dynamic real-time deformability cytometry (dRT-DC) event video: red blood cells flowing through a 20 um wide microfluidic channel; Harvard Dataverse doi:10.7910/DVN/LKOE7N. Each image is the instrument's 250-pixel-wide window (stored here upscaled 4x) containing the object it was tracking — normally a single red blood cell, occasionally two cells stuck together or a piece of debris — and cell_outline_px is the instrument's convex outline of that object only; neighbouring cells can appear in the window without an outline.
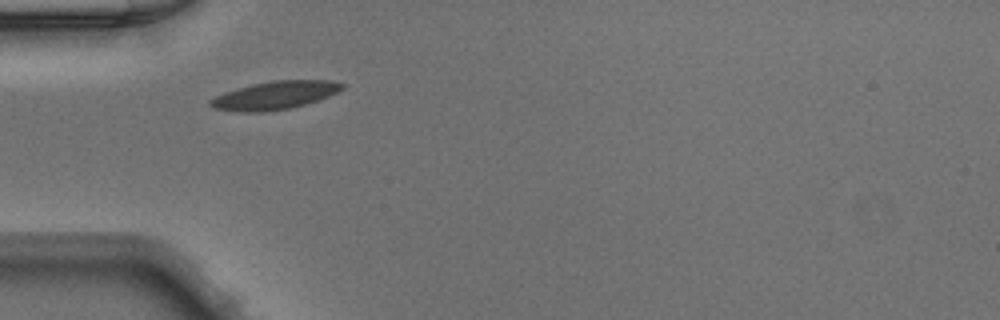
{"species": "Egyptian fruit bat (a non-hibernating species)", "species_latin": "Rousettus aegyptiacus", "temperature_condition": "warm", "stored_images_in_passage": 35, "camera_frame_rate_fps": 3000, "um_per_image_px": 0.085, "animal": {"sex": "male"}, "frame": {"image": 1, "passage_image": 1, "time_ms": 0.0, "image_size_px": [1000, 320], "cell_outline_px": [[344, 88], [328, 96], [304, 104], [288, 108], [264, 112], [240, 112], [212, 108], [208, 104], [208, 100], [224, 92], [252, 84], [276, 80], [332, 80], [344, 84]], "centroid_in_image_um": [23.32, 8.1], "position_along_channel_um": 61.7, "area_um2": 21.44}}
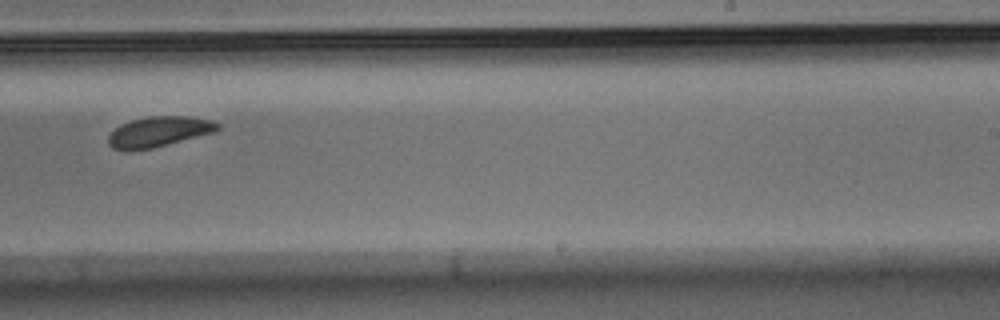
{"frame": {"image": 2, "passage_image": 17, "time_ms": 5.333, "image_size_px": [1000, 320], "cell_outline_px": [[220, 128], [216, 132], [152, 148], [112, 148], [108, 144], [108, 136], [120, 124], [132, 120], [148, 116], [188, 116], [212, 120], [220, 124]], "centroid_in_image_um": [13.57, 11.16], "position_along_channel_um": 275.4, "area_um2": 18.96}}
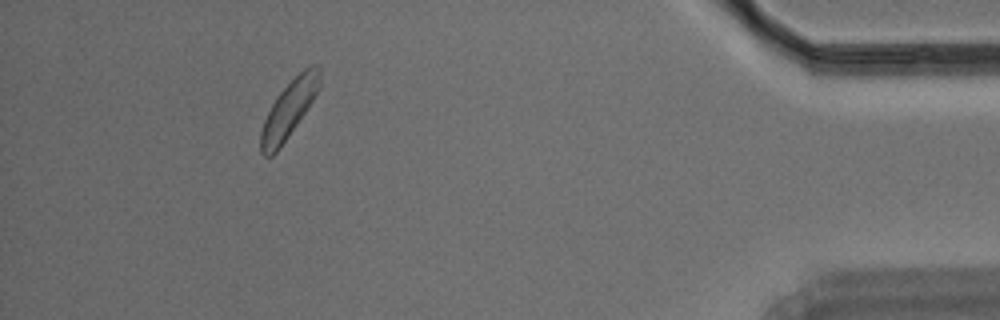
{"frame": {"image": 3, "passage_image": 31, "time_ms": 10.0, "image_size_px": [1000, 320], "cell_outline_px": [[320, 88], [280, 148], [272, 156], [264, 156], [260, 152], [260, 132], [264, 120], [272, 104], [280, 92], [304, 68], [312, 64], [320, 64]], "centroid_in_image_um": [24.55, 9.28], "position_along_channel_um": 410.6, "area_um2": 19.19}}